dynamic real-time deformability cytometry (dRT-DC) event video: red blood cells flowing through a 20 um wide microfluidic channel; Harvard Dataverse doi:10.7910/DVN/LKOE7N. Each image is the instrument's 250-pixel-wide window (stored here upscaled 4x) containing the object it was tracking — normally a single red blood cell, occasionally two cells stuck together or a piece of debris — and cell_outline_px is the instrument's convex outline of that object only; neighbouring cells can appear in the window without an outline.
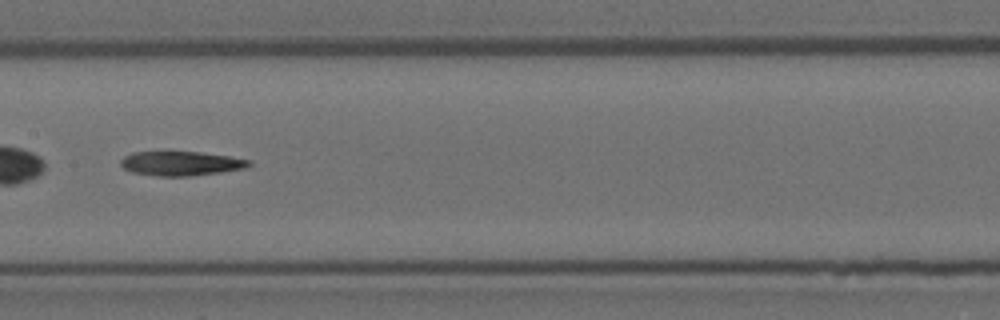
{"species": "Egyptian fruit bat (a non-hibernating species)", "species_latin": "Rousettus aegyptiacus", "temperature_condition": "room temperature", "stored_images_in_passage": 46, "camera_frame_rate_fps": 3000, "um_per_image_px": 0.085, "animal": {"sex": "female"}, "frame": {"image": 1, "passage_image": 20, "time_ms": 6.333, "image_size_px": [1000, 320], "cell_outline_px": [[252, 164], [244, 168], [220, 172], [192, 176], [156, 176], [132, 172], [124, 168], [120, 164], [120, 160], [124, 156], [132, 152], [168, 148], [200, 152], [228, 156], [252, 160]], "centroid_in_image_um": [15.31, 13.84], "position_along_channel_um": 192.1, "area_um2": 19.13}}